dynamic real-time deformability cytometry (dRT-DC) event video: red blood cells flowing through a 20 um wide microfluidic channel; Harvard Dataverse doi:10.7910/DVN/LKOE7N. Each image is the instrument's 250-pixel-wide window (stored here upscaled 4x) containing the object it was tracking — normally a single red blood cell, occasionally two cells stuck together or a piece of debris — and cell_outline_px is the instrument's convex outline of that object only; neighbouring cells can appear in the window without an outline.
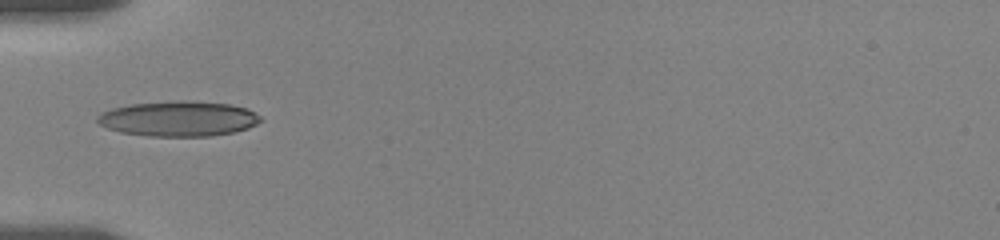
{"species": "human", "species_latin": "Homo sapiens", "temperature_condition": "room temperature", "stored_images_in_passage": 31, "camera_frame_rate_fps": 3000, "um_per_image_px": 0.085, "donor": {"sex": "female"}, "frame": {"image": 1, "passage_image": 1, "time_ms": 0.0, "image_size_px": [1000, 240], "cell_outline_px": [[264, 120], [248, 128], [232, 132], [212, 136], [148, 136], [120, 132], [108, 128], [100, 124], [96, 120], [96, 116], [100, 112], [112, 108], [132, 104], [180, 100], [184, 100], [232, 104], [248, 108], [260, 116]], "centroid_in_image_um": [15.18, 10.08], "position_along_channel_um": 69.8, "area_um2": 33.64}}
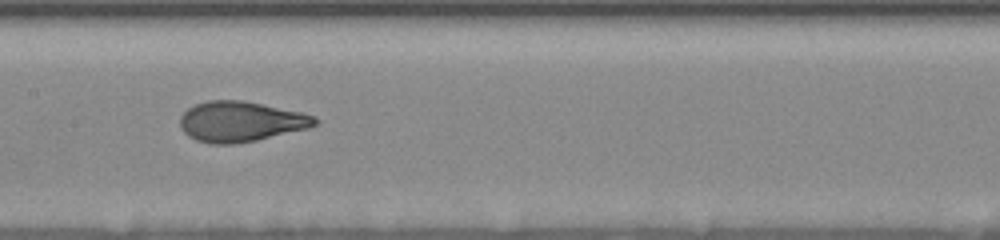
{"frame": {"image": 2, "passage_image": 17, "time_ms": 3.333, "image_size_px": [1000, 240], "cell_outline_px": [[320, 120], [316, 124], [308, 128], [256, 140], [232, 144], [212, 144], [196, 140], [188, 136], [180, 128], [180, 116], [188, 108], [196, 104], [208, 100], [244, 100], [304, 112]], "centroid_in_image_um": [20.45, 10.32], "position_along_channel_um": 186.9, "area_um2": 31.79}}
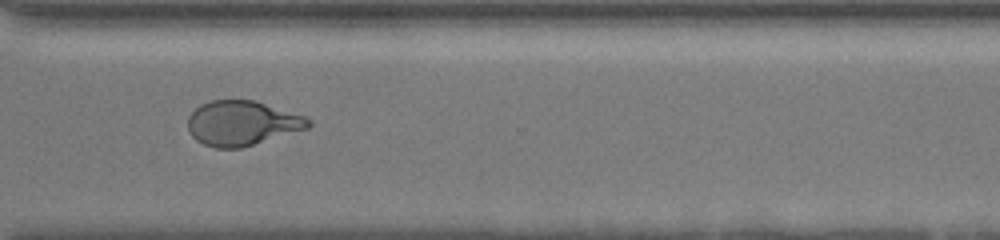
{"frame": {"image": 3, "passage_image": 30, "time_ms": 8.0, "image_size_px": [1000, 240], "cell_outline_px": [[312, 124], [308, 128], [240, 148], [216, 148], [204, 144], [196, 140], [192, 136], [188, 128], [188, 116], [200, 104], [212, 100], [256, 100], [304, 116], [312, 120]], "centroid_in_image_um": [20.57, 10.46], "position_along_channel_um": 350.0, "area_um2": 31.33}}